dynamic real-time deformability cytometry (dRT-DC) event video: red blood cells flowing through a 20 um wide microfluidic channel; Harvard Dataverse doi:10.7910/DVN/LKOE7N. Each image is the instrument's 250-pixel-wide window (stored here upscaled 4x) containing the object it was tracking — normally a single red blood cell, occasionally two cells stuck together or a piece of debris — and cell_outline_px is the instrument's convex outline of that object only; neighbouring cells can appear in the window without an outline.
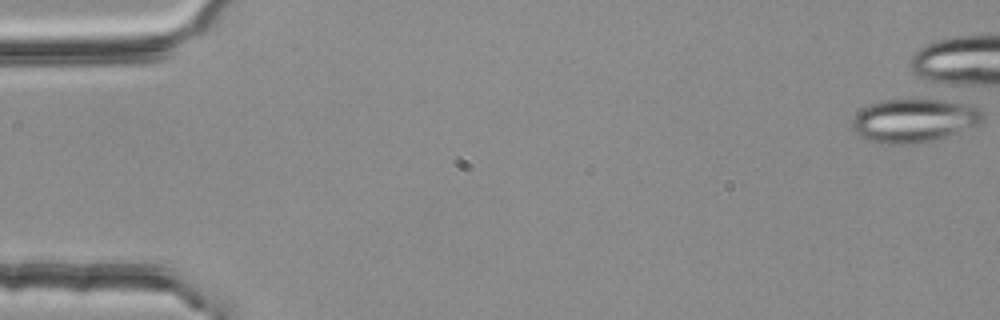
{"species": "common noctule bat (a hibernating species)", "species_latin": "Nyctalus noctula", "temperature_condition": "room temperature", "stored_images_in_passage": 1, "camera_frame_rate_fps": 3000, "um_per_image_px": 0.085, "animal": {"sex": "female", "body_mass_g": 25.1}, "frame": {"image": 1, "passage_image": 1, "time_ms": 0.0, "image_size_px": [1000, 320], "cell_outline_px": [[984, 116], [980, 124], [944, 136], [912, 144], [880, 144], [868, 140], [860, 136], [852, 128], [852, 120], [856, 112], [872, 104], [888, 100], [924, 96], [936, 96], [952, 100], [980, 108]], "centroid_in_image_um": [77.71, 10.18], "position_along_channel_um": 7.3, "area_um2": 33.81}}